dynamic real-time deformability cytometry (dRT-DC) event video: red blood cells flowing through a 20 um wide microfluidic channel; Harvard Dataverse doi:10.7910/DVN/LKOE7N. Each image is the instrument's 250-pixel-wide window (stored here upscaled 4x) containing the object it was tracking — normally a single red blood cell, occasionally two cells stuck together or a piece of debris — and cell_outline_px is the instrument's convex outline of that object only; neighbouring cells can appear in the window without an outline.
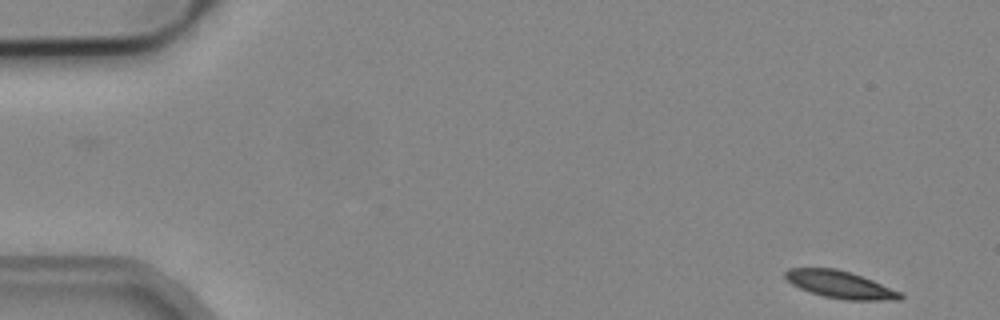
{"species": "common noctule bat (a hibernating species)", "species_latin": "Nyctalus noctula", "temperature_condition": "cold", "stored_images_in_passage": 4, "camera_frame_rate_fps": 3000, "um_per_image_px": 0.085, "animal": {"sex": "male", "body_mass_g": 19.2, "forearm_length_mm": 51.8}, "frame": {"image": 1, "passage_image": 1, "time_ms": 0.0, "image_size_px": [1000, 320], "cell_outline_px": [[904, 296], [900, 300], [848, 300], [824, 296], [800, 288], [792, 284], [784, 276], [784, 272], [788, 268], [836, 268], [872, 280], [900, 292]], "centroid_in_image_um": [71.4, 24.19], "position_along_channel_um": 13.6, "area_um2": 17.98}}
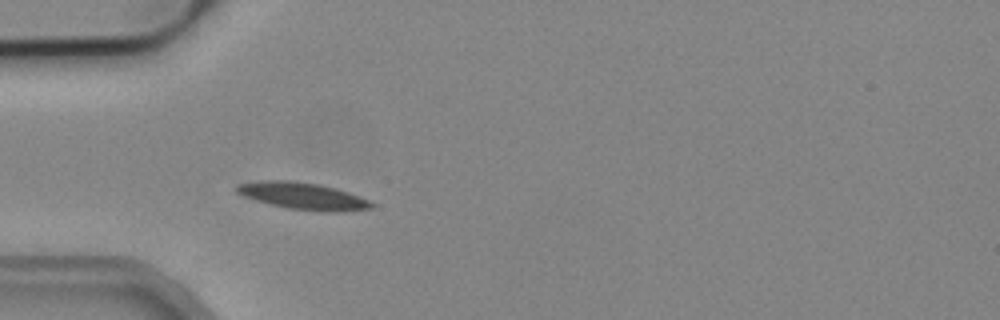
{"frame": {"image": 2, "passage_image": 4, "time_ms": 1.0, "image_size_px": [1000, 320], "cell_outline_px": [[376, 204], [372, 208], [344, 212], [320, 212], [288, 208], [256, 200], [244, 196], [236, 192], [236, 184], [268, 180], [292, 180], [320, 184], [348, 192], [372, 200]], "centroid_in_image_um": [25.83, 16.67], "position_along_channel_um": 59.2, "area_um2": 21.33}}